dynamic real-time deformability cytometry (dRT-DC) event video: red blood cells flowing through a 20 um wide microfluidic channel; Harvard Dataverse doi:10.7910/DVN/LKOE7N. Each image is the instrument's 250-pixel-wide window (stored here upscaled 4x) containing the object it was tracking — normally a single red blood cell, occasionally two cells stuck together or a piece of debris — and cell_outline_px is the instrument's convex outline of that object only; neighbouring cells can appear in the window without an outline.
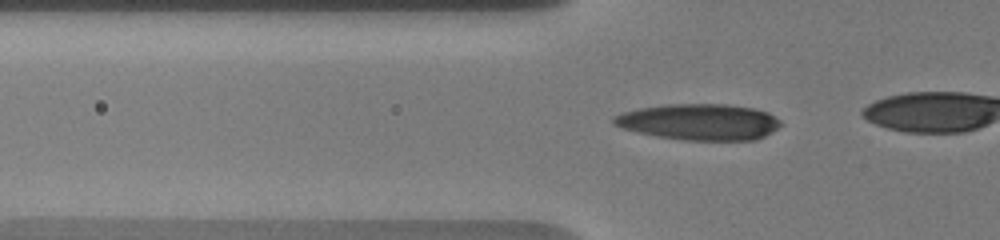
{"species": "human", "species_latin": "Homo sapiens", "temperature_condition": "warm", "stored_images_in_passage": 43, "camera_frame_rate_fps": 3000, "um_per_image_px": 0.085, "donor": {"sex": "male"}, "frame": {"image": 1, "passage_image": 16, "time_ms": 5.0, "image_size_px": [1000, 240], "cell_outline_px": [[784, 124], [772, 132], [756, 140], [684, 140], [656, 136], [624, 128], [612, 124], [612, 116], [624, 112], [640, 108], [664, 104], [728, 104], [756, 108], [768, 112], [780, 120]], "centroid_in_image_um": [59.48, 10.36], "position_along_channel_um": 66.3, "area_um2": 35.37}}
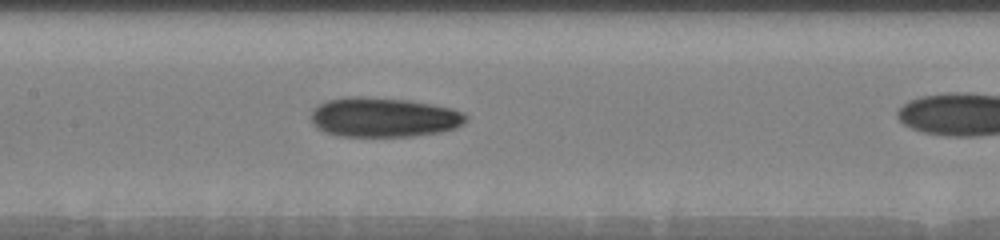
{"frame": {"image": 2, "passage_image": 25, "time_ms": 8.0, "image_size_px": [1000, 240], "cell_outline_px": [[468, 120], [464, 124], [456, 128], [440, 132], [412, 136], [336, 136], [324, 132], [316, 128], [312, 124], [312, 108], [316, 104], [328, 100], [344, 96], [360, 96], [408, 100], [432, 104], [452, 108], [464, 112], [468, 116]], "centroid_in_image_um": [32.6, 9.96], "position_along_channel_um": 174.8, "area_um2": 36.24}}
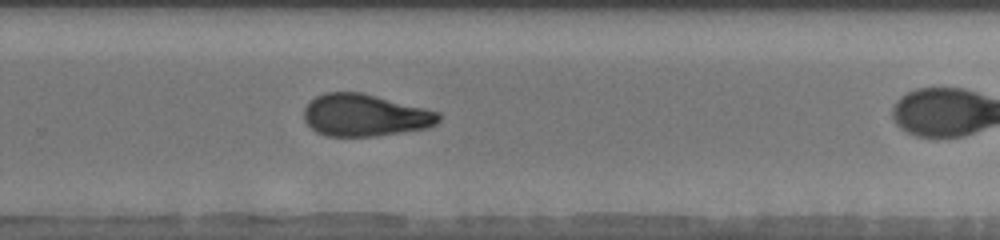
{"frame": {"image": 3, "passage_image": 35, "time_ms": 11.333, "image_size_px": [1000, 240], "cell_outline_px": [[440, 120], [436, 124], [428, 128], [376, 136], [328, 136], [316, 132], [304, 120], [304, 108], [316, 96], [324, 92], [360, 92], [440, 112]], "centroid_in_image_um": [31.02, 9.8], "position_along_channel_um": 298.8, "area_um2": 32.95}}